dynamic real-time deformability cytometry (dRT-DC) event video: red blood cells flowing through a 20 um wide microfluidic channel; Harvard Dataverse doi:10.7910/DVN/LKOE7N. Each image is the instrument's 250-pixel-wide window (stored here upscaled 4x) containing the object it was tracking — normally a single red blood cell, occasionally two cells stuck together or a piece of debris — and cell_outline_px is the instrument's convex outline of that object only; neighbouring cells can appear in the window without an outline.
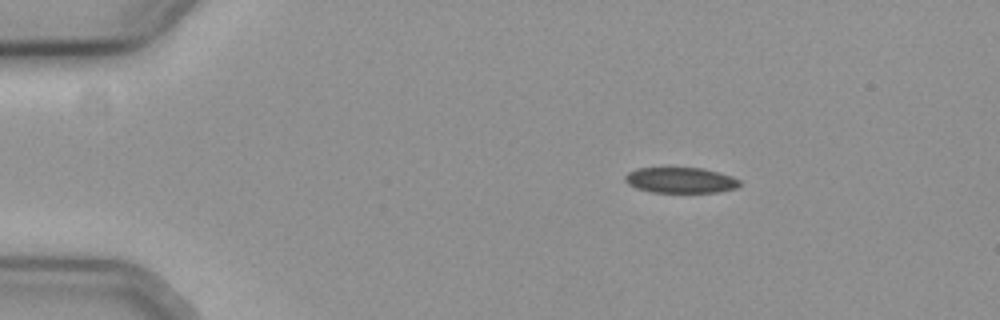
{"species": "common noctule bat (a hibernating species)", "species_latin": "Nyctalus noctula", "temperature_condition": "cold", "stored_images_in_passage": 48, "camera_frame_rate_fps": 3000, "um_per_image_px": 0.085, "animal": {"sex": "female", "body_mass_g": 19.3, "forearm_length_mm": 54.1}, "frame": {"image": 1, "passage_image": 1, "time_ms": 0.0, "image_size_px": [1000, 320], "cell_outline_px": [[740, 184], [736, 188], [720, 192], [652, 192], [636, 188], [628, 184], [624, 180], [624, 176], [628, 172], [636, 168], [700, 168], [732, 176], [740, 180]], "centroid_in_image_um": [57.82, 15.32], "position_along_channel_um": 27.2, "area_um2": 17.05}}
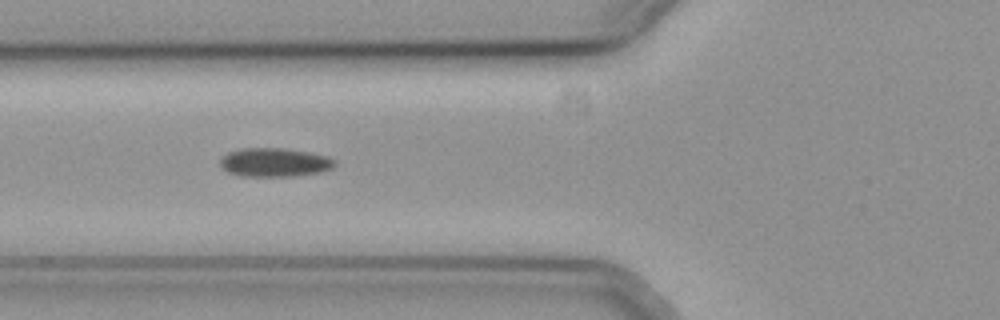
{"frame": {"image": 2, "passage_image": 13, "time_ms": 4.0, "image_size_px": [1000, 320], "cell_outline_px": [[336, 164], [332, 168], [320, 172], [292, 176], [240, 176], [228, 172], [220, 164], [220, 160], [228, 152], [240, 148], [284, 148], [308, 152], [328, 156], [336, 160]], "centroid_in_image_um": [23.35, 13.79], "position_along_channel_um": 102.4, "area_um2": 19.19}}
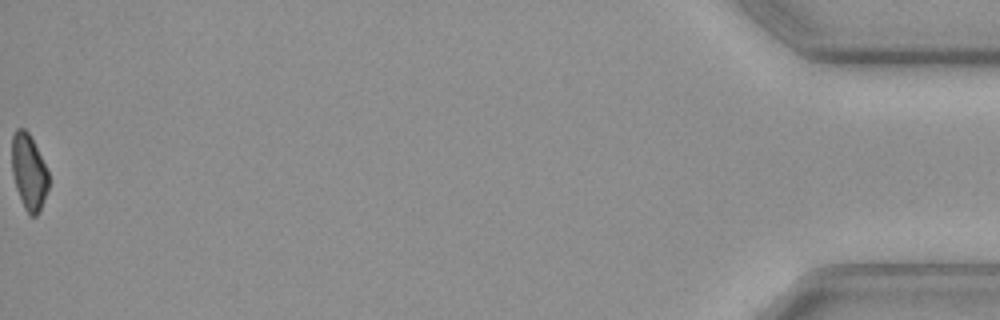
{"frame": {"image": 3, "passage_image": 48, "time_ms": 15.667, "image_size_px": [1000, 320], "cell_outline_px": [[48, 188], [40, 208], [36, 216], [28, 216], [24, 208], [16, 188], [12, 172], [12, 136], [16, 128], [24, 128], [28, 132], [48, 172]], "centroid_in_image_um": [2.43, 14.63], "position_along_channel_um": 432.8, "area_um2": 15.9}}